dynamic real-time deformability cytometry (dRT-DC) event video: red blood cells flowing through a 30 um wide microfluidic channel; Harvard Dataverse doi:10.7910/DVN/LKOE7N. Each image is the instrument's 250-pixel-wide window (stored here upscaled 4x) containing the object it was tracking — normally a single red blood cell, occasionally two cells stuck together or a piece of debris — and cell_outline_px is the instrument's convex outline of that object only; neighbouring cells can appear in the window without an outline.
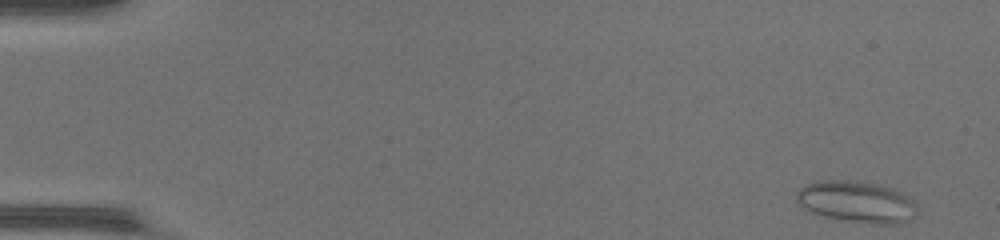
{"species": "common noctule bat (a hibernating species)", "species_latin": "Nyctalus noctula", "temperature_condition": "warm", "stored_images_in_passage": 50, "camera_frame_rate_fps": 3000, "um_per_image_px": 0.085, "animal": {"sex": "female", "body_mass_g": 17.0, "forearm_length_mm": 48.0}, "frame": {"image": 1, "passage_image": 1, "time_ms": 0.0, "image_size_px": [1000, 240], "cell_outline_px": [[916, 216], [908, 220], [896, 224], [876, 224], [824, 216], [812, 212], [804, 208], [796, 200], [796, 192], [800, 188], [816, 180], [856, 180], [876, 184], [892, 188], [904, 192], [916, 204]], "centroid_in_image_um": [72.84, 17.13], "position_along_channel_um": 12.2, "area_um2": 29.13}}
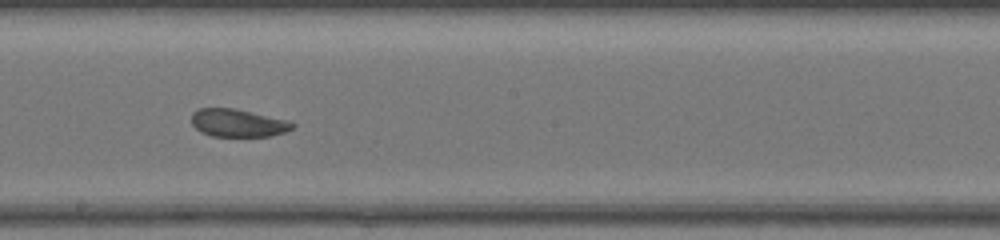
{"frame": {"image": 2, "passage_image": 28, "time_ms": 9.0, "image_size_px": [1000, 240], "cell_outline_px": [[296, 124], [292, 128], [284, 132], [272, 136], [212, 136], [200, 132], [192, 124], [192, 112], [200, 108], [232, 108], [288, 120]], "centroid_in_image_um": [20.21, 10.45], "position_along_channel_um": 228.0, "area_um2": 16.24}}
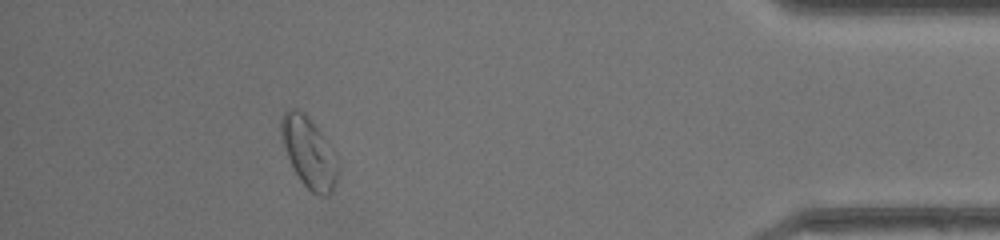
{"frame": {"image": 3, "passage_image": 45, "time_ms": 14.667, "image_size_px": [1000, 240], "cell_outline_px": [[336, 180], [332, 192], [328, 196], [320, 196], [312, 192], [300, 180], [288, 156], [280, 132], [280, 120], [284, 112], [292, 108], [296, 108], [304, 112], [312, 120], [328, 140], [336, 172]], "centroid_in_image_um": [26.22, 12.91], "position_along_channel_um": 409.0, "area_um2": 22.6}}